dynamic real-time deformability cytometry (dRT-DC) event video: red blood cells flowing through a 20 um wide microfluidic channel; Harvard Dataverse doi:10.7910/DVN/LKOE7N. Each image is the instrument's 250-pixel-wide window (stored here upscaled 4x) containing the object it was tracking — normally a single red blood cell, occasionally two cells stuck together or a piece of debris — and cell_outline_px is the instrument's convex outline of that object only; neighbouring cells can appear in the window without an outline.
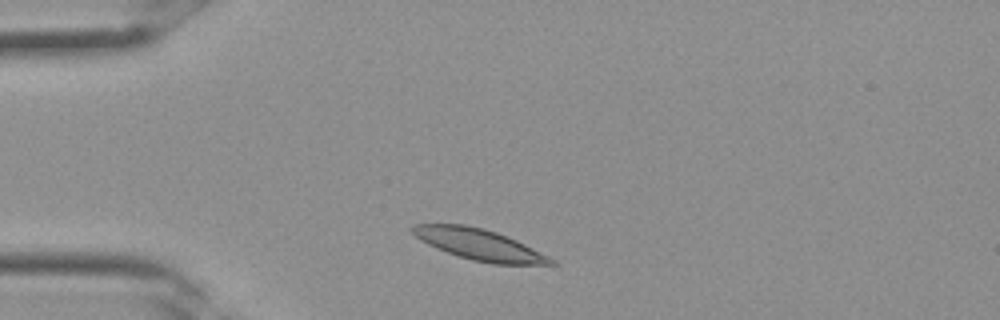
{"species": "Egyptian fruit bat (a non-hibernating species)", "species_latin": "Rousettus aegyptiacus", "temperature_condition": "room temperature", "stored_images_in_passage": 27, "camera_frame_rate_fps": 3000, "um_per_image_px": 0.085, "frame": {"image": 1, "passage_image": 1, "time_ms": 0.0, "image_size_px": [1000, 320], "cell_outline_px": [[556, 264], [492, 264], [472, 260], [436, 248], [420, 240], [408, 228], [412, 224], [464, 224], [484, 228], [496, 232], [516, 240], [556, 260]], "centroid_in_image_um": [40.7, 20.77], "position_along_channel_um": 44.3, "area_um2": 24.85}}
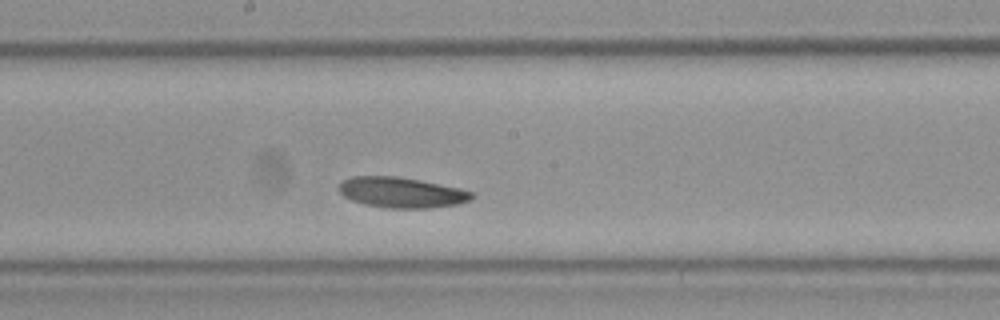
{"frame": {"image": 2, "passage_image": 11, "time_ms": 3.333, "image_size_px": [1000, 320], "cell_outline_px": [[476, 196], [472, 200], [460, 204], [428, 208], [388, 208], [364, 204], [352, 200], [344, 196], [340, 192], [340, 184], [344, 180], [352, 176], [396, 176], [420, 180], [460, 188], [476, 192]], "centroid_in_image_um": [34.21, 16.36], "position_along_channel_um": 214.0, "area_um2": 23.76}}
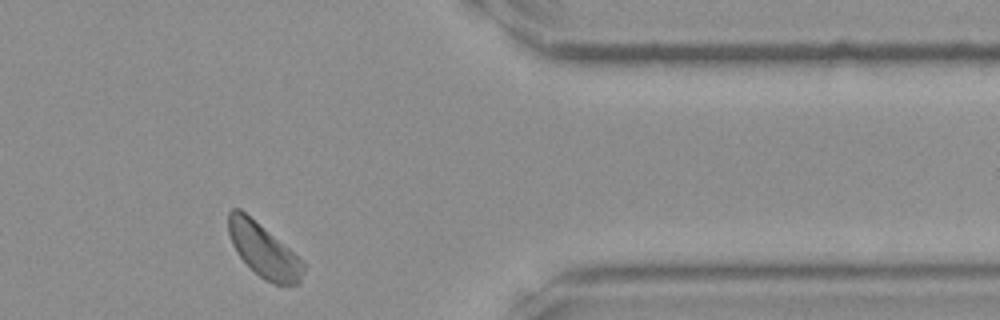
{"frame": {"image": 3, "passage_image": 21, "time_ms": 6.667, "image_size_px": [1000, 320], "cell_outline_px": [[304, 272], [300, 280], [296, 284], [276, 284], [264, 280], [236, 252], [232, 244], [228, 232], [228, 212], [232, 208], [240, 208], [288, 248], [304, 264]], "centroid_in_image_um": [22.36, 21.26], "position_along_channel_um": 389.0, "area_um2": 22.72}}